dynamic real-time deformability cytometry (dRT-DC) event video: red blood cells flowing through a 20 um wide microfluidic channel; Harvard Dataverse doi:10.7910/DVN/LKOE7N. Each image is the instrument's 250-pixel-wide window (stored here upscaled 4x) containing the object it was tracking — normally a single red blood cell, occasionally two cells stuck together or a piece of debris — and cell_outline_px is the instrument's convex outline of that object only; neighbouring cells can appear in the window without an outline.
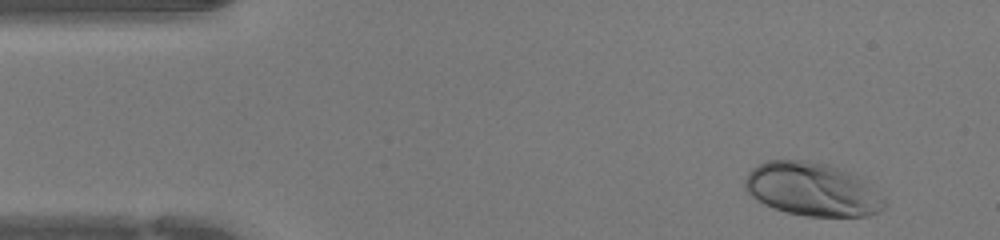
{"species": "human", "species_latin": "Homo sapiens", "temperature_condition": "warm", "stored_images_in_passage": 42, "camera_frame_rate_fps": 3000, "um_per_image_px": 0.085, "donor": {"sex": "female"}, "frame": {"image": 1, "passage_image": 2, "time_ms": 0.333, "image_size_px": [1000, 240], "cell_outline_px": [[888, 204], [884, 208], [868, 216], [808, 216], [788, 212], [764, 204], [752, 196], [748, 192], [744, 184], [744, 180], [748, 172], [752, 168], [768, 160], [804, 160], [828, 164], [852, 172], [860, 176], [888, 200]], "centroid_in_image_um": [69.09, 16.08], "position_along_channel_um": 15.9, "area_um2": 43.58}}
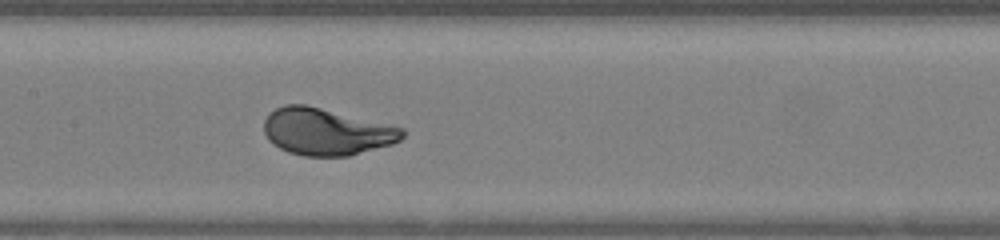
{"frame": {"image": 2, "passage_image": 19, "time_ms": 6.0, "image_size_px": [1000, 240], "cell_outline_px": [[408, 132], [400, 140], [392, 144], [348, 156], [304, 156], [288, 152], [272, 144], [268, 140], [264, 132], [264, 120], [268, 112], [284, 104], [304, 104], [392, 124], [404, 128]], "centroid_in_image_um": [27.75, 11.18], "position_along_channel_um": 179.6, "area_um2": 38.26}}
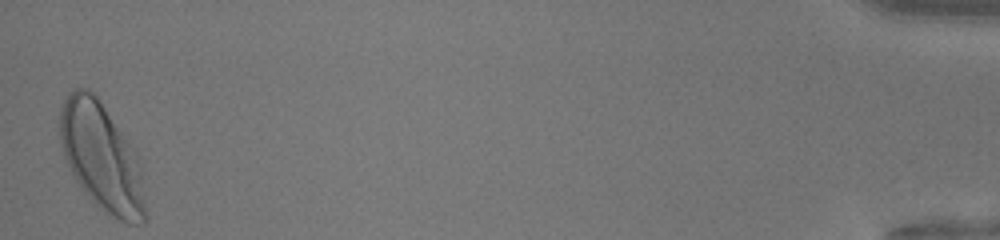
{"frame": {"image": 3, "passage_image": 42, "time_ms": 13.667, "image_size_px": [1000, 240], "cell_outline_px": [[144, 224], [128, 224], [112, 216], [96, 204], [84, 192], [76, 180], [64, 156], [60, 140], [60, 108], [68, 92], [76, 88], [88, 88], [96, 96], [136, 152], [140, 164], [144, 208]], "centroid_in_image_um": [8.61, 13.34], "position_along_channel_um": 426.6, "area_um2": 52.66}}